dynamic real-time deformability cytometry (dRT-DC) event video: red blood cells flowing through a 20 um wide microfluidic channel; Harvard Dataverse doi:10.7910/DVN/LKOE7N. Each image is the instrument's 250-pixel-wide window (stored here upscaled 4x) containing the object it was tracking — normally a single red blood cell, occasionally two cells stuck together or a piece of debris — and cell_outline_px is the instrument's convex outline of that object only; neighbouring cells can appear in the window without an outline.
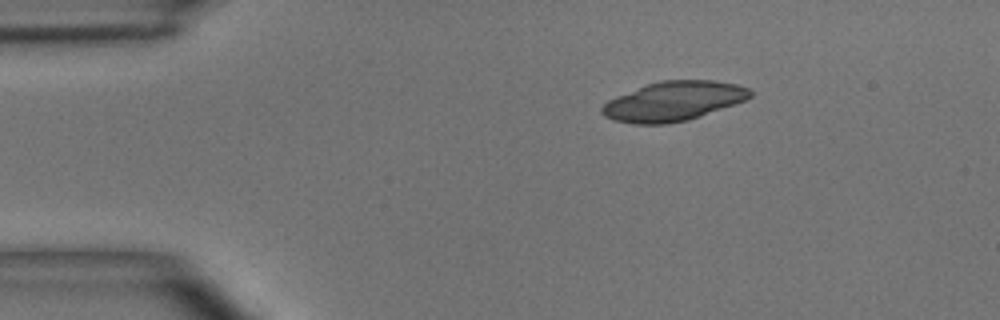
{"species": "common noctule bat (a hibernating species)", "species_latin": "Nyctalus noctula", "temperature_condition": "room temperature", "stored_images_in_passage": 3, "camera_frame_rate_fps": 3000, "um_per_image_px": 0.085, "animal": {"sex": "male", "body_mass_g": 15.6}, "frame": {"image": 1, "passage_image": 3, "time_ms": 2.333, "image_size_px": [1000, 320], "cell_outline_px": [[752, 96], [744, 100], [700, 116], [688, 120], [668, 124], [636, 124], [612, 120], [604, 116], [600, 112], [600, 108], [608, 100], [648, 84], [660, 80], [716, 80], [736, 84], [748, 88], [752, 92]], "centroid_in_image_um": [57.23, 8.61], "position_along_channel_um": 27.8, "area_um2": 33.81}}